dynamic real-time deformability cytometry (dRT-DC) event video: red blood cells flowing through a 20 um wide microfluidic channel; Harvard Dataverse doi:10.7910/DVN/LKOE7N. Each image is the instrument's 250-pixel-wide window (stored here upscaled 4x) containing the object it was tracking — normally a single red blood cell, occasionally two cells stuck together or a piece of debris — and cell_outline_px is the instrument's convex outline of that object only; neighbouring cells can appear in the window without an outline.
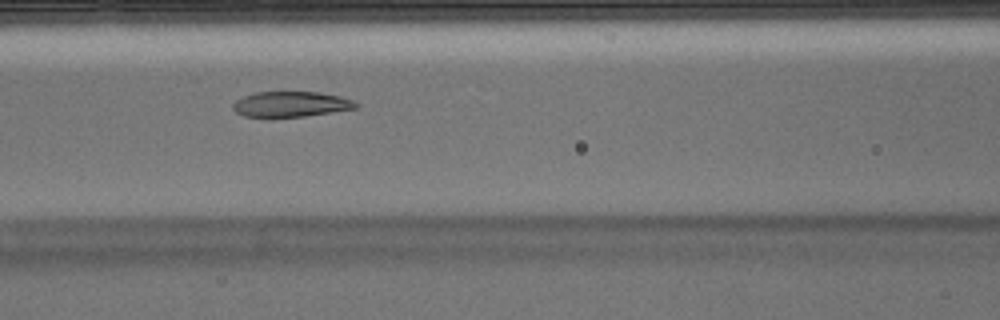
{"species": "Egyptian fruit bat (a non-hibernating species)", "species_latin": "Rousettus aegyptiacus", "temperature_condition": "warm", "stored_images_in_passage": 50, "camera_frame_rate_fps": 3000, "um_per_image_px": 0.085, "animal": {"sex": "male"}, "frame": {"image": 1, "passage_image": 21, "time_ms": 6.667, "image_size_px": [1000, 320], "cell_outline_px": [[360, 108], [304, 116], [272, 120], [244, 116], [236, 112], [232, 108], [232, 104], [236, 100], [244, 96], [256, 92], [320, 92], [340, 96], [352, 100], [360, 104]], "centroid_in_image_um": [24.7, 8.9], "position_along_channel_um": 141.9, "area_um2": 18.96}}
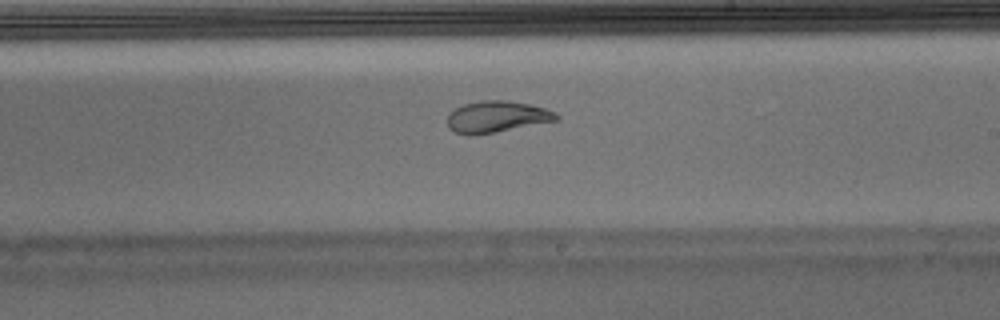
{"frame": {"image": 2, "passage_image": 29, "time_ms": 9.333, "image_size_px": [1000, 320], "cell_outline_px": [[560, 120], [496, 132], [472, 136], [468, 136], [456, 132], [448, 128], [448, 116], [456, 108], [464, 104], [480, 100], [508, 100], [528, 104], [544, 108], [556, 112], [560, 116]], "centroid_in_image_um": [42.25, 9.93], "position_along_channel_um": 246.7, "area_um2": 20.11}}
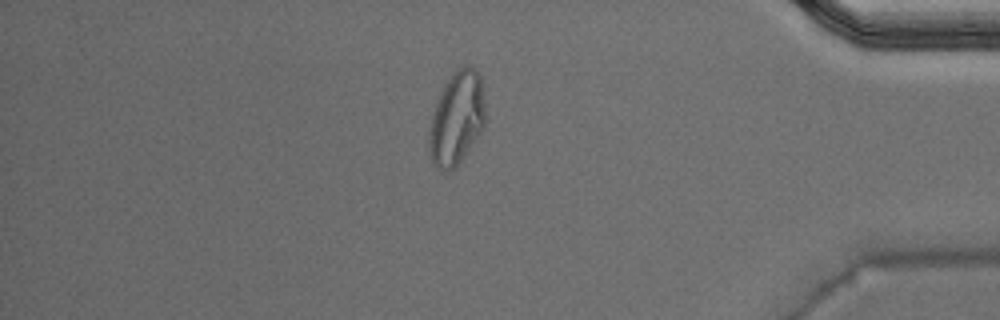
{"frame": {"image": 3, "passage_image": 43, "time_ms": 14.0, "image_size_px": [1000, 320], "cell_outline_px": [[484, 124], [480, 132], [456, 168], [448, 172], [440, 172], [432, 164], [428, 148], [428, 132], [432, 116], [436, 104], [444, 84], [452, 72], [456, 68], [464, 64], [472, 64], [476, 68], [480, 76], [484, 108]], "centroid_in_image_um": [38.78, 10.07], "position_along_channel_um": 396.4, "area_um2": 30.81}, "authors_computed_cell_mechanics": {"area_um2": 21.2704, "velocity_mm_per_s": 3.9414, "shape_relaxation_time_tau1_ms": null, "shape_relaxation_time_tau2_ms": 1.2508, "deformation_change_tau1": null, "deformation_change_tau2": 0.0615}}